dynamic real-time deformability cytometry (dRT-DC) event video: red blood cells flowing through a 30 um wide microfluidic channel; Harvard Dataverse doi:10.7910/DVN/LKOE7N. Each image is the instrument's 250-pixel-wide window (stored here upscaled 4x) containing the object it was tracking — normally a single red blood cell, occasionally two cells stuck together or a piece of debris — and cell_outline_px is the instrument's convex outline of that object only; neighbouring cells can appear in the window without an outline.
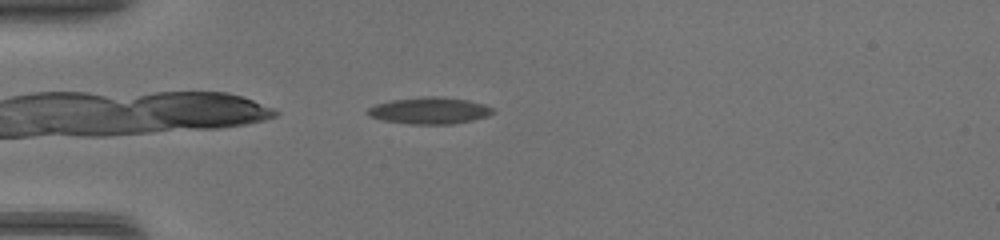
{"species": "common noctule bat (a hibernating species)", "species_latin": "Nyctalus noctula", "temperature_condition": "warm", "stored_images_in_passage": 34, "camera_frame_rate_fps": 3000, "um_per_image_px": 0.085, "animal": {"sex": "female", "body_mass_g": 17.0, "forearm_length_mm": 48.0}, "frame": {"image": 1, "passage_image": 1, "time_ms": 0.0, "image_size_px": [1000, 240], "cell_outline_px": [[496, 112], [488, 116], [472, 120], [452, 124], [408, 124], [384, 120], [368, 116], [364, 112], [368, 108], [376, 104], [392, 100], [420, 96], [440, 96], [468, 100], [484, 104], [492, 108]], "centroid_in_image_um": [36.5, 9.4], "position_along_channel_um": 48.5, "area_um2": 19.65}}
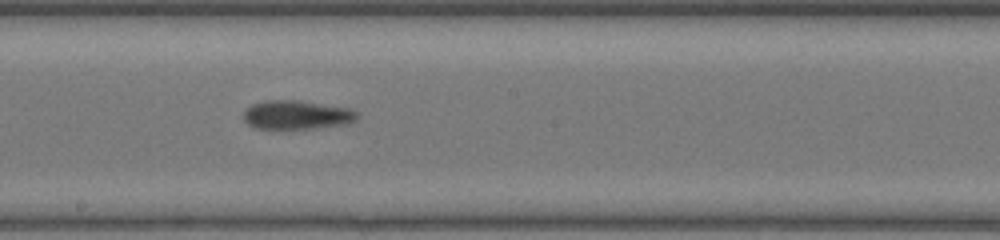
{"frame": {"image": 2, "passage_image": 14, "time_ms": 4.333, "image_size_px": [1000, 240], "cell_outline_px": [[360, 116], [356, 120], [348, 124], [316, 128], [252, 128], [244, 120], [244, 108], [252, 104], [268, 100], [300, 100], [348, 108], [360, 112]], "centroid_in_image_um": [25.25, 9.76], "position_along_channel_um": 222.9, "area_um2": 19.31}}
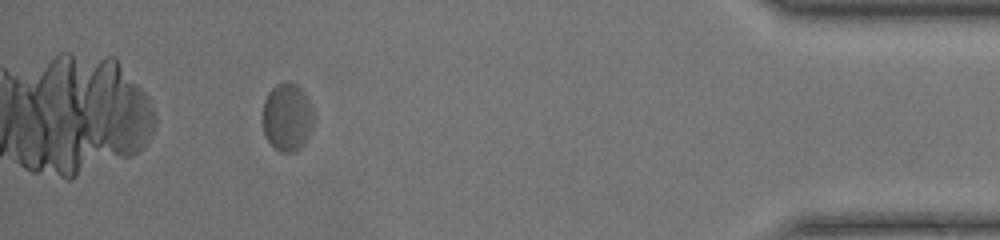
{"frame": {"image": 3, "passage_image": 30, "time_ms": 9.667, "image_size_px": [1000, 240], "cell_outline_px": [[316, 116], [312, 128], [304, 144], [296, 152], [280, 152], [268, 140], [264, 132], [264, 100], [268, 92], [276, 84], [288, 80], [296, 84], [304, 92]], "centroid_in_image_um": [24.45, 9.94], "position_along_channel_um": 410.8, "area_um2": 20.29}}